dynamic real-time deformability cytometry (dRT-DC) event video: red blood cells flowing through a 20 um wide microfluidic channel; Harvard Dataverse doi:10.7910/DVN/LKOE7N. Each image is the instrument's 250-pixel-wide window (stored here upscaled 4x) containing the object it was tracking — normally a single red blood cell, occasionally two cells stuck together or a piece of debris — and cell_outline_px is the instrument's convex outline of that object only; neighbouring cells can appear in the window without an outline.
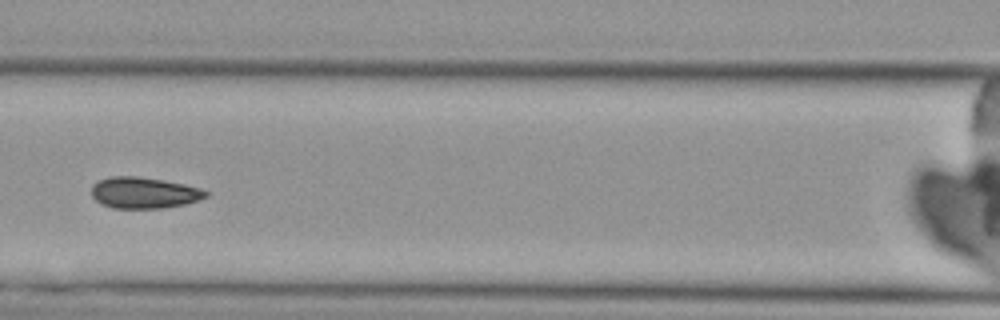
{"species": "Egyptian fruit bat (a non-hibernating species)", "species_latin": "Rousettus aegyptiacus", "temperature_condition": "cold", "stored_images_in_passage": 5, "camera_frame_rate_fps": 3000, "um_per_image_px": 0.085, "animal": {"sex": "female"}, "frame": {"image": 1, "passage_image": 5, "time_ms": 5.333, "image_size_px": [1000, 320], "cell_outline_px": [[208, 196], [200, 200], [184, 204], [164, 208], [112, 208], [100, 204], [92, 196], [92, 184], [100, 180], [112, 176], [136, 176], [164, 180], [184, 184], [200, 188], [208, 192]], "centroid_in_image_um": [12.24, 16.39], "position_along_channel_um": 154.4, "area_um2": 20.87}}